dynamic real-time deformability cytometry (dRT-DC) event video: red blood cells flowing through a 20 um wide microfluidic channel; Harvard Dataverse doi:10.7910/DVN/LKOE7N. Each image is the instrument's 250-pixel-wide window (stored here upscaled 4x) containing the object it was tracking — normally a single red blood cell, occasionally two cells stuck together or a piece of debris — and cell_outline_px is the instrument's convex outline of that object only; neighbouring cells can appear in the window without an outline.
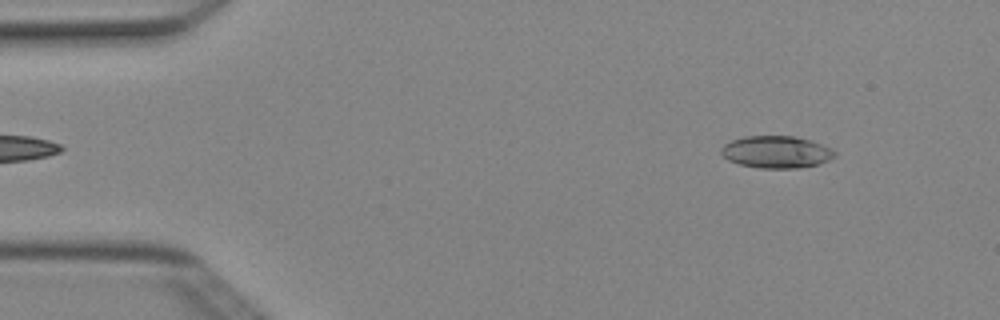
{"species": "Egyptian fruit bat (a non-hibernating species)", "species_latin": "Rousettus aegyptiacus", "temperature_condition": "cold", "stored_images_in_passage": 3, "camera_frame_rate_fps": 3000, "um_per_image_px": 0.085, "animal": {"sex": "female"}, "frame": {"image": 1, "passage_image": 3, "time_ms": 0.667, "image_size_px": [1000, 320], "cell_outline_px": [[836, 156], [820, 164], [800, 168], [760, 168], [740, 164], [728, 160], [720, 152], [720, 148], [724, 144], [732, 140], [744, 136], [792, 136], [808, 140], [832, 148], [836, 152]], "centroid_in_image_um": [65.99, 12.92], "position_along_channel_um": 19.0, "area_um2": 21.27}}